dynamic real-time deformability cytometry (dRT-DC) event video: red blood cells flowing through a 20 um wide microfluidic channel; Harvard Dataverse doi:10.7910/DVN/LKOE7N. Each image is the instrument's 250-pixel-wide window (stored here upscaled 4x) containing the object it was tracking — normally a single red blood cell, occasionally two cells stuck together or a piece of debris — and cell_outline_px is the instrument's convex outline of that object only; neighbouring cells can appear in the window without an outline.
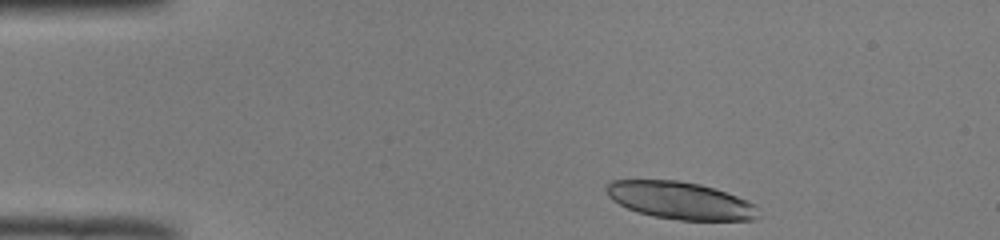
{"species": "common noctule bat (a hibernating species)", "species_latin": "Nyctalus noctula", "temperature_condition": "room temperature", "stored_images_in_passage": 43, "camera_frame_rate_fps": 3000, "um_per_image_px": 0.085, "animal": {"sex": "male", "body_mass_g": 19.0, "forearm_length_mm": 50.8}, "frame": {"image": 1, "passage_image": 1, "time_ms": 0.0, "image_size_px": [1000, 240], "cell_outline_px": [[760, 216], [756, 220], [680, 220], [652, 216], [628, 208], [612, 200], [608, 196], [604, 188], [608, 180], [676, 180], [700, 184], [748, 200], [756, 204]], "centroid_in_image_um": [57.82, 17.04], "position_along_channel_um": 27.2, "area_um2": 33.18}}